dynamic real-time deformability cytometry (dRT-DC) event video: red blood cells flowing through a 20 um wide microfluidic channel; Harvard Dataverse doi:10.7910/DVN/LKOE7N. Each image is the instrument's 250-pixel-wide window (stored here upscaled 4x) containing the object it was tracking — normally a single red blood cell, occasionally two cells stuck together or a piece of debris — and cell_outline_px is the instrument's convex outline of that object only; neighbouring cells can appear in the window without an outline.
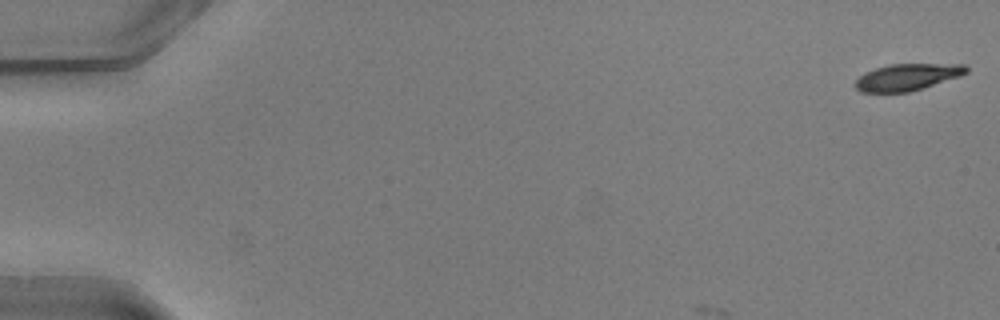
{"species": "common noctule bat (a hibernating species)", "species_latin": "Nyctalus noctula", "temperature_condition": "warm", "stored_images_in_passage": 11, "camera_frame_rate_fps": 3000, "um_per_image_px": 0.085, "animal": {"sex": "male", "body_mass_g": 20.5, "forearm_length_mm": 52.5}, "frame": {"image": 1, "passage_image": 1, "time_ms": 0.0, "image_size_px": [1000, 320], "cell_outline_px": [[968, 72], [960, 76], [908, 92], [860, 92], [856, 88], [856, 80], [864, 72], [888, 64], [964, 64], [968, 68]], "centroid_in_image_um": [77.11, 6.54], "position_along_channel_um": 7.9, "area_um2": 17.11}}